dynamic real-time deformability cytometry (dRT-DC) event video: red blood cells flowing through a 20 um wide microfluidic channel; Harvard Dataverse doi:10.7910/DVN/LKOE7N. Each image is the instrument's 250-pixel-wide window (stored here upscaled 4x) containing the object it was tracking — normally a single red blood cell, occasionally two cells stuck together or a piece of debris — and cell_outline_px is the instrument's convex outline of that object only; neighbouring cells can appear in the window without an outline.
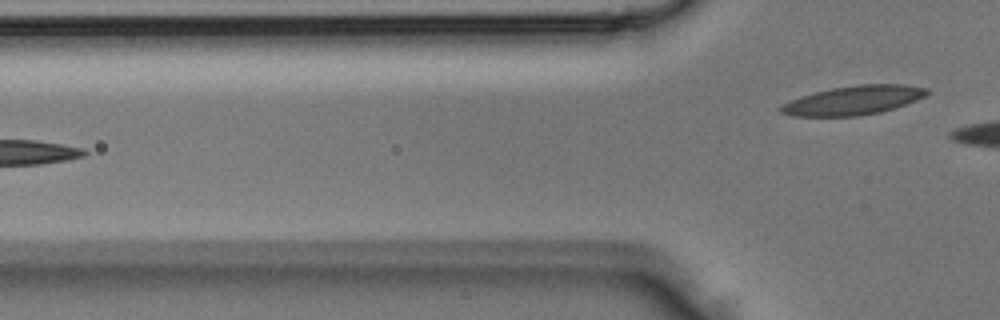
{"species": "Egyptian fruit bat (a non-hibernating species)", "species_latin": "Rousettus aegyptiacus", "temperature_condition": "room temperature", "stored_images_in_passage": 4, "camera_frame_rate_fps": 3000, "um_per_image_px": 0.085, "animal": {"sex": "male"}, "frame": {"image": 1, "passage_image": 4, "time_ms": 1.0, "image_size_px": [1000, 320], "cell_outline_px": [[932, 92], [916, 100], [880, 112], [860, 116], [796, 116], [780, 112], [780, 108], [784, 104], [800, 96], [832, 88], [860, 84], [904, 84], [928, 88]], "centroid_in_image_um": [72.59, 8.51], "position_along_channel_um": 53.2, "area_um2": 24.45}}